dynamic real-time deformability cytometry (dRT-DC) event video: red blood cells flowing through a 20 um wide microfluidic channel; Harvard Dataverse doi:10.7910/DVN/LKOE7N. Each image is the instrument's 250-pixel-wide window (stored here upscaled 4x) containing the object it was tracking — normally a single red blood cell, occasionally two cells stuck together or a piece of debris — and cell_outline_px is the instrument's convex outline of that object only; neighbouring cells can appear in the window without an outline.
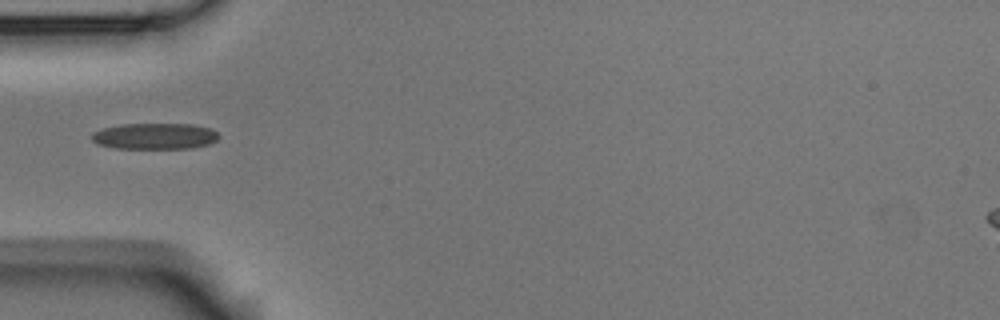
{"species": "Egyptian fruit bat (a non-hibernating species)", "species_latin": "Rousettus aegyptiacus", "temperature_condition": "room temperature", "stored_images_in_passage": 3, "camera_frame_rate_fps": 3000, "um_per_image_px": 0.085, "animal": {"sex": "male"}, "frame": {"image": 1, "passage_image": 3, "time_ms": 3.667, "image_size_px": [1000, 320], "cell_outline_px": [[220, 136], [216, 140], [208, 144], [192, 148], [116, 148], [96, 144], [92, 140], [92, 132], [104, 128], [120, 124], [192, 124], [208, 128], [216, 132]], "centroid_in_image_um": [13.13, 11.57], "position_along_channel_um": 71.9, "area_um2": 19.25}}